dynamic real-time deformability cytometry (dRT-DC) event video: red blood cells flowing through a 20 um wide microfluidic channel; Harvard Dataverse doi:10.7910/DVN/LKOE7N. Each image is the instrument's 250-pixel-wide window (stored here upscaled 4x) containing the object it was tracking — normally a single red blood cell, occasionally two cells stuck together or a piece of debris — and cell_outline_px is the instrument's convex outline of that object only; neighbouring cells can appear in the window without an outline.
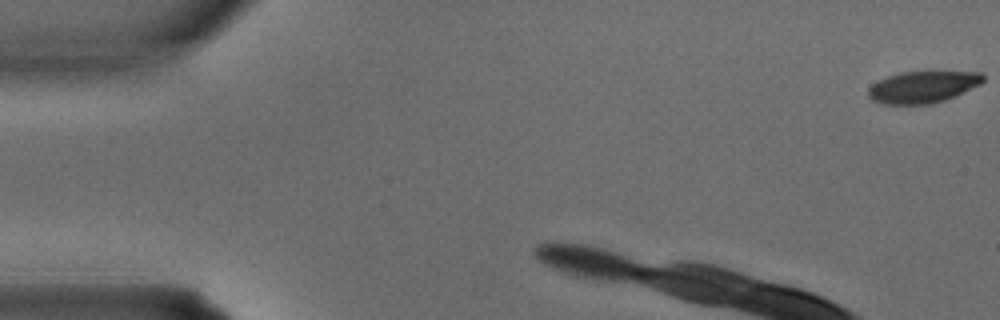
{"species": "common noctule bat (a hibernating species)", "species_latin": "Nyctalus noctula", "temperature_condition": "warm", "stored_images_in_passage": 4, "segment_of_instrument_passage": [2, 2], "camera_frame_rate_fps": 3000, "um_per_image_px": 0.085, "animal": {"sex": "male", "body_mass_g": 15.6}, "frame": {"image": 1, "passage_image": 4, "time_ms": 1.0, "image_size_px": [1000, 320], "cell_outline_px": [[984, 80], [980, 84], [956, 96], [932, 104], [884, 104], [872, 100], [868, 96], [868, 88], [872, 84], [888, 76], [900, 72], [928, 68], [984, 72]], "centroid_in_image_um": [78.51, 7.32], "position_along_channel_um": 6.5, "area_um2": 22.43}}